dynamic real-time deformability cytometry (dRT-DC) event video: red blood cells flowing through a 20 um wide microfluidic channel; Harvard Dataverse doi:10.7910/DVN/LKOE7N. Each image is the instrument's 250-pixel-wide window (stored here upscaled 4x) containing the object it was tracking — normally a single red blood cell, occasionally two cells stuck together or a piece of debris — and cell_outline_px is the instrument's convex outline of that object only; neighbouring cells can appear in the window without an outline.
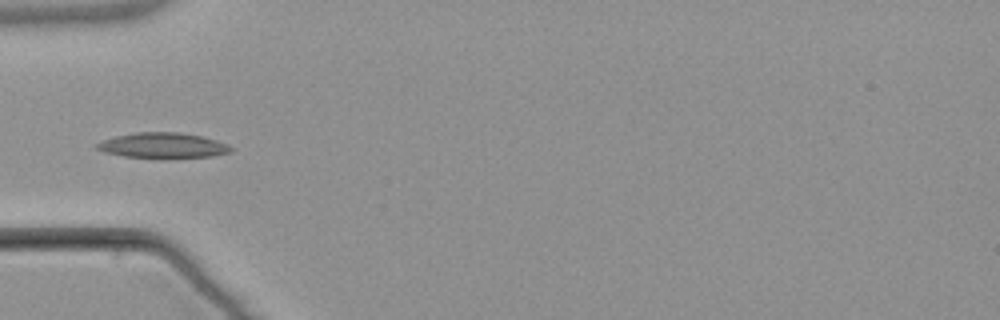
{"species": "common noctule bat (a hibernating species)", "species_latin": "Nyctalus noctula", "temperature_condition": "warm", "stored_images_in_passage": 7, "camera_frame_rate_fps": 3000, "um_per_image_px": 0.085, "animal": {"sex": "male", "body_mass_g": 21.5, "forearm_length_mm": 52.0}, "frame": {"image": 1, "passage_image": 4, "time_ms": 4.0, "image_size_px": [1000, 320], "cell_outline_px": [[232, 152], [212, 156], [124, 156], [104, 152], [96, 148], [92, 144], [100, 140], [116, 136], [136, 132], [180, 132], [204, 136], [228, 144], [232, 148]], "centroid_in_image_um": [13.81, 12.32], "position_along_channel_um": 71.2, "area_um2": 19.36}}
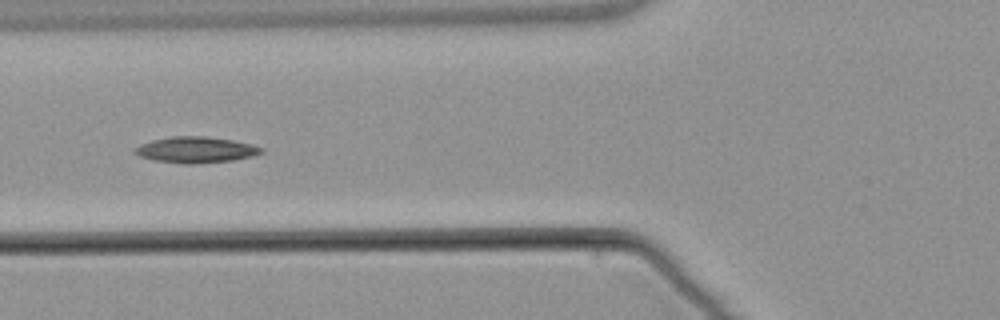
{"frame": {"image": 2, "passage_image": 5, "time_ms": 5.0, "image_size_px": [1000, 320], "cell_outline_px": [[264, 152], [256, 156], [232, 160], [196, 164], [180, 164], [156, 160], [140, 156], [132, 152], [140, 144], [152, 140], [172, 136], [208, 136], [232, 140], [252, 144], [264, 148]], "centroid_in_image_um": [16.69, 12.73], "position_along_channel_um": 109.1, "area_um2": 19.36}}
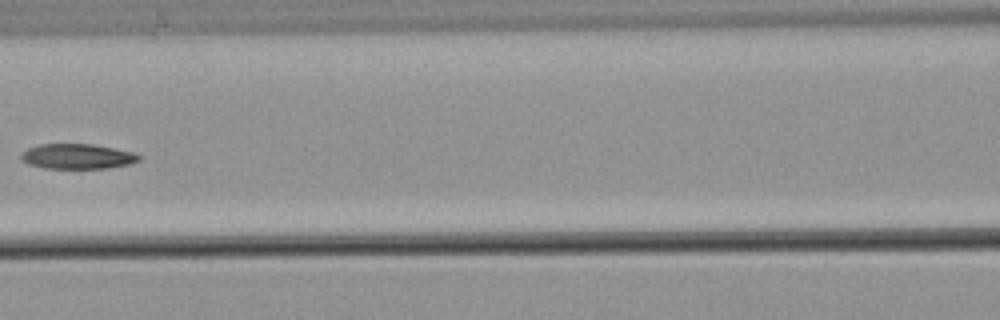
{"frame": {"image": 3, "passage_image": 6, "time_ms": 6.333, "image_size_px": [1000, 320], "cell_outline_px": [[140, 160], [128, 164], [108, 168], [44, 168], [28, 164], [20, 160], [20, 152], [28, 148], [40, 144], [92, 144], [136, 152], [140, 156]], "centroid_in_image_um": [6.55, 13.29], "position_along_channel_um": 160.1, "area_um2": 17.34}}